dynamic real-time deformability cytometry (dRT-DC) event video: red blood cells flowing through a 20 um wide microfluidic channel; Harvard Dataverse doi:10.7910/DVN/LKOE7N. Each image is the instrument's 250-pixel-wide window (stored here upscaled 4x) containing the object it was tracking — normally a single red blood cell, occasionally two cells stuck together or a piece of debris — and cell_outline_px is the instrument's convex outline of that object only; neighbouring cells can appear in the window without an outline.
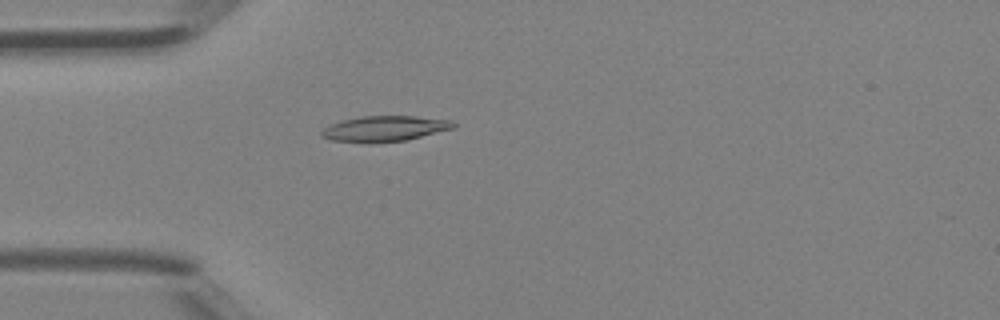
{"species": "Egyptian fruit bat (a non-hibernating species)", "species_latin": "Rousettus aegyptiacus", "temperature_condition": "room temperature", "stored_images_in_passage": 1, "camera_frame_rate_fps": 3000, "um_per_image_px": 0.085, "animal": {"sex": "female"}, "frame": {"image": 1, "passage_image": 1, "time_ms": 0.0, "image_size_px": [1000, 320], "cell_outline_px": [[456, 124], [452, 128], [408, 140], [368, 144], [332, 140], [320, 136], [320, 132], [324, 128], [340, 120], [360, 116], [412, 116], [452, 120]], "centroid_in_image_um": [32.64, 10.95], "position_along_channel_um": 52.4, "area_um2": 19.83}}